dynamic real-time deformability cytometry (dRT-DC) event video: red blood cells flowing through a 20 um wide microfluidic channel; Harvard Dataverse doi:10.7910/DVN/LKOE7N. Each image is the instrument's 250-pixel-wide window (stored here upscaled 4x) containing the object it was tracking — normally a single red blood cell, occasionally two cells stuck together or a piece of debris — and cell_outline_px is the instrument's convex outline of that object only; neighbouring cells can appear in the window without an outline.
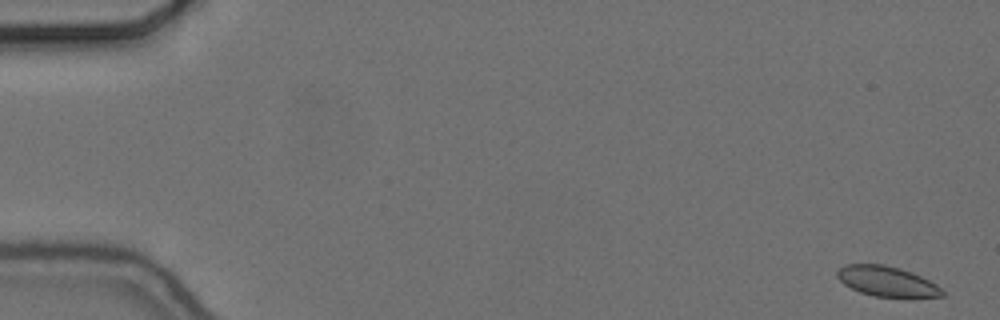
{"species": "common noctule bat (a hibernating species)", "species_latin": "Nyctalus noctula", "temperature_condition": "cold", "stored_images_in_passage": 15, "camera_frame_rate_fps": 3000, "um_per_image_px": 0.085, "animal": {"sex": "female", "body_mass_g": 24.6, "forearm_length_mm": 56.2}, "frame": {"image": 1, "passage_image": 1, "time_ms": 0.0, "image_size_px": [1000, 320], "cell_outline_px": [[944, 296], [912, 300], [872, 296], [860, 292], [844, 284], [836, 276], [836, 272], [840, 268], [848, 264], [884, 264], [900, 268], [920, 276], [936, 284], [944, 292]], "centroid_in_image_um": [75.45, 23.97], "position_along_channel_um": 9.6, "area_um2": 19.07}}